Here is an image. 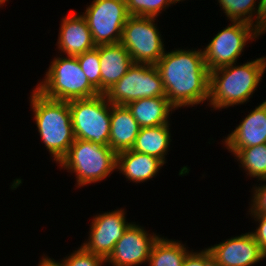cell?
<instances>
[{
  "mask_svg": "<svg viewBox=\"0 0 266 266\" xmlns=\"http://www.w3.org/2000/svg\"><path fill=\"white\" fill-rule=\"evenodd\" d=\"M155 66L166 97L176 109L208 102L209 71L202 49L165 51Z\"/></svg>",
  "mask_w": 266,
  "mask_h": 266,
  "instance_id": "cell-1",
  "label": "cell"
},
{
  "mask_svg": "<svg viewBox=\"0 0 266 266\" xmlns=\"http://www.w3.org/2000/svg\"><path fill=\"white\" fill-rule=\"evenodd\" d=\"M266 70V56L209 72V107L220 110L249 102Z\"/></svg>",
  "mask_w": 266,
  "mask_h": 266,
  "instance_id": "cell-2",
  "label": "cell"
},
{
  "mask_svg": "<svg viewBox=\"0 0 266 266\" xmlns=\"http://www.w3.org/2000/svg\"><path fill=\"white\" fill-rule=\"evenodd\" d=\"M29 99L40 138L58 164L76 139L69 103L47 98L36 88Z\"/></svg>",
  "mask_w": 266,
  "mask_h": 266,
  "instance_id": "cell-3",
  "label": "cell"
},
{
  "mask_svg": "<svg viewBox=\"0 0 266 266\" xmlns=\"http://www.w3.org/2000/svg\"><path fill=\"white\" fill-rule=\"evenodd\" d=\"M58 164L75 174V186L80 188L103 181L116 171L117 154L109 146L75 139Z\"/></svg>",
  "mask_w": 266,
  "mask_h": 266,
  "instance_id": "cell-4",
  "label": "cell"
},
{
  "mask_svg": "<svg viewBox=\"0 0 266 266\" xmlns=\"http://www.w3.org/2000/svg\"><path fill=\"white\" fill-rule=\"evenodd\" d=\"M47 70L45 79L36 86L47 98L70 101L99 94L82 71L77 57L56 56Z\"/></svg>",
  "mask_w": 266,
  "mask_h": 266,
  "instance_id": "cell-5",
  "label": "cell"
},
{
  "mask_svg": "<svg viewBox=\"0 0 266 266\" xmlns=\"http://www.w3.org/2000/svg\"><path fill=\"white\" fill-rule=\"evenodd\" d=\"M76 139L109 146L111 103L104 94L68 101Z\"/></svg>",
  "mask_w": 266,
  "mask_h": 266,
  "instance_id": "cell-6",
  "label": "cell"
},
{
  "mask_svg": "<svg viewBox=\"0 0 266 266\" xmlns=\"http://www.w3.org/2000/svg\"><path fill=\"white\" fill-rule=\"evenodd\" d=\"M113 105L153 97H166L158 68L152 64L133 63L127 73L104 93Z\"/></svg>",
  "mask_w": 266,
  "mask_h": 266,
  "instance_id": "cell-7",
  "label": "cell"
},
{
  "mask_svg": "<svg viewBox=\"0 0 266 266\" xmlns=\"http://www.w3.org/2000/svg\"><path fill=\"white\" fill-rule=\"evenodd\" d=\"M156 18L130 15L120 43L131 55L133 63L155 65L164 55L165 45Z\"/></svg>",
  "mask_w": 266,
  "mask_h": 266,
  "instance_id": "cell-8",
  "label": "cell"
},
{
  "mask_svg": "<svg viewBox=\"0 0 266 266\" xmlns=\"http://www.w3.org/2000/svg\"><path fill=\"white\" fill-rule=\"evenodd\" d=\"M261 34L251 24L231 21V24L212 38L202 49L205 64L209 72L217 68L237 63L249 40L259 38Z\"/></svg>",
  "mask_w": 266,
  "mask_h": 266,
  "instance_id": "cell-9",
  "label": "cell"
},
{
  "mask_svg": "<svg viewBox=\"0 0 266 266\" xmlns=\"http://www.w3.org/2000/svg\"><path fill=\"white\" fill-rule=\"evenodd\" d=\"M96 46L120 43L129 18L126 0H93L81 14Z\"/></svg>",
  "mask_w": 266,
  "mask_h": 266,
  "instance_id": "cell-10",
  "label": "cell"
},
{
  "mask_svg": "<svg viewBox=\"0 0 266 266\" xmlns=\"http://www.w3.org/2000/svg\"><path fill=\"white\" fill-rule=\"evenodd\" d=\"M91 221L88 239L81 246L106 261L113 252L115 244L132 222L126 220L123 208L97 213Z\"/></svg>",
  "mask_w": 266,
  "mask_h": 266,
  "instance_id": "cell-11",
  "label": "cell"
},
{
  "mask_svg": "<svg viewBox=\"0 0 266 266\" xmlns=\"http://www.w3.org/2000/svg\"><path fill=\"white\" fill-rule=\"evenodd\" d=\"M151 234L144 227L132 222L115 244L106 263H111L113 266H138L148 263L152 247L161 236L156 233Z\"/></svg>",
  "mask_w": 266,
  "mask_h": 266,
  "instance_id": "cell-12",
  "label": "cell"
},
{
  "mask_svg": "<svg viewBox=\"0 0 266 266\" xmlns=\"http://www.w3.org/2000/svg\"><path fill=\"white\" fill-rule=\"evenodd\" d=\"M220 266H252L264 260V251L251 232L231 237L207 248Z\"/></svg>",
  "mask_w": 266,
  "mask_h": 266,
  "instance_id": "cell-13",
  "label": "cell"
},
{
  "mask_svg": "<svg viewBox=\"0 0 266 266\" xmlns=\"http://www.w3.org/2000/svg\"><path fill=\"white\" fill-rule=\"evenodd\" d=\"M223 140V144L232 155L241 148L266 143V99L247 114Z\"/></svg>",
  "mask_w": 266,
  "mask_h": 266,
  "instance_id": "cell-14",
  "label": "cell"
},
{
  "mask_svg": "<svg viewBox=\"0 0 266 266\" xmlns=\"http://www.w3.org/2000/svg\"><path fill=\"white\" fill-rule=\"evenodd\" d=\"M78 14L70 11L61 19L57 46L67 56L76 57L96 47L86 19Z\"/></svg>",
  "mask_w": 266,
  "mask_h": 266,
  "instance_id": "cell-15",
  "label": "cell"
},
{
  "mask_svg": "<svg viewBox=\"0 0 266 266\" xmlns=\"http://www.w3.org/2000/svg\"><path fill=\"white\" fill-rule=\"evenodd\" d=\"M101 94L117 83L133 64L131 55L121 43L99 45Z\"/></svg>",
  "mask_w": 266,
  "mask_h": 266,
  "instance_id": "cell-16",
  "label": "cell"
},
{
  "mask_svg": "<svg viewBox=\"0 0 266 266\" xmlns=\"http://www.w3.org/2000/svg\"><path fill=\"white\" fill-rule=\"evenodd\" d=\"M140 129L126 105L111 104L109 147L116 154L132 149Z\"/></svg>",
  "mask_w": 266,
  "mask_h": 266,
  "instance_id": "cell-17",
  "label": "cell"
},
{
  "mask_svg": "<svg viewBox=\"0 0 266 266\" xmlns=\"http://www.w3.org/2000/svg\"><path fill=\"white\" fill-rule=\"evenodd\" d=\"M164 163L157 157L126 150L117 154L116 169L130 182L143 183L156 177Z\"/></svg>",
  "mask_w": 266,
  "mask_h": 266,
  "instance_id": "cell-18",
  "label": "cell"
},
{
  "mask_svg": "<svg viewBox=\"0 0 266 266\" xmlns=\"http://www.w3.org/2000/svg\"><path fill=\"white\" fill-rule=\"evenodd\" d=\"M126 106L141 128L169 124L170 113L177 110L167 97L137 99Z\"/></svg>",
  "mask_w": 266,
  "mask_h": 266,
  "instance_id": "cell-19",
  "label": "cell"
},
{
  "mask_svg": "<svg viewBox=\"0 0 266 266\" xmlns=\"http://www.w3.org/2000/svg\"><path fill=\"white\" fill-rule=\"evenodd\" d=\"M170 123L155 127H143L140 129L132 150L148 154L160 159L166 164V155L169 152L171 133Z\"/></svg>",
  "mask_w": 266,
  "mask_h": 266,
  "instance_id": "cell-20",
  "label": "cell"
},
{
  "mask_svg": "<svg viewBox=\"0 0 266 266\" xmlns=\"http://www.w3.org/2000/svg\"><path fill=\"white\" fill-rule=\"evenodd\" d=\"M190 251L182 242L159 237L154 243L149 260V266H182L186 255Z\"/></svg>",
  "mask_w": 266,
  "mask_h": 266,
  "instance_id": "cell-21",
  "label": "cell"
},
{
  "mask_svg": "<svg viewBox=\"0 0 266 266\" xmlns=\"http://www.w3.org/2000/svg\"><path fill=\"white\" fill-rule=\"evenodd\" d=\"M234 157L248 176L257 178L258 181L266 179V143L241 148Z\"/></svg>",
  "mask_w": 266,
  "mask_h": 266,
  "instance_id": "cell-22",
  "label": "cell"
},
{
  "mask_svg": "<svg viewBox=\"0 0 266 266\" xmlns=\"http://www.w3.org/2000/svg\"><path fill=\"white\" fill-rule=\"evenodd\" d=\"M218 2L227 19L245 22L256 28L255 17L259 10V0H218Z\"/></svg>",
  "mask_w": 266,
  "mask_h": 266,
  "instance_id": "cell-23",
  "label": "cell"
},
{
  "mask_svg": "<svg viewBox=\"0 0 266 266\" xmlns=\"http://www.w3.org/2000/svg\"><path fill=\"white\" fill-rule=\"evenodd\" d=\"M178 0H126L129 15L157 18Z\"/></svg>",
  "mask_w": 266,
  "mask_h": 266,
  "instance_id": "cell-24",
  "label": "cell"
},
{
  "mask_svg": "<svg viewBox=\"0 0 266 266\" xmlns=\"http://www.w3.org/2000/svg\"><path fill=\"white\" fill-rule=\"evenodd\" d=\"M76 57L90 84L101 94L99 45Z\"/></svg>",
  "mask_w": 266,
  "mask_h": 266,
  "instance_id": "cell-25",
  "label": "cell"
},
{
  "mask_svg": "<svg viewBox=\"0 0 266 266\" xmlns=\"http://www.w3.org/2000/svg\"><path fill=\"white\" fill-rule=\"evenodd\" d=\"M57 263L60 266H102L106 261L80 246L78 250L73 251L68 257H64Z\"/></svg>",
  "mask_w": 266,
  "mask_h": 266,
  "instance_id": "cell-26",
  "label": "cell"
},
{
  "mask_svg": "<svg viewBox=\"0 0 266 266\" xmlns=\"http://www.w3.org/2000/svg\"><path fill=\"white\" fill-rule=\"evenodd\" d=\"M266 182V179L260 180L262 183ZM251 196V205L249 206L250 213H259L266 214V183L261 184L260 186H254Z\"/></svg>",
  "mask_w": 266,
  "mask_h": 266,
  "instance_id": "cell-27",
  "label": "cell"
},
{
  "mask_svg": "<svg viewBox=\"0 0 266 266\" xmlns=\"http://www.w3.org/2000/svg\"><path fill=\"white\" fill-rule=\"evenodd\" d=\"M253 217L254 221H257L259 224L255 231H251L255 241L260 245L263 251L266 250V214L259 213H249Z\"/></svg>",
  "mask_w": 266,
  "mask_h": 266,
  "instance_id": "cell-28",
  "label": "cell"
},
{
  "mask_svg": "<svg viewBox=\"0 0 266 266\" xmlns=\"http://www.w3.org/2000/svg\"><path fill=\"white\" fill-rule=\"evenodd\" d=\"M182 266H206V248L199 252L191 250L186 255Z\"/></svg>",
  "mask_w": 266,
  "mask_h": 266,
  "instance_id": "cell-29",
  "label": "cell"
},
{
  "mask_svg": "<svg viewBox=\"0 0 266 266\" xmlns=\"http://www.w3.org/2000/svg\"><path fill=\"white\" fill-rule=\"evenodd\" d=\"M256 29L261 35L266 32V0H259V10L256 16Z\"/></svg>",
  "mask_w": 266,
  "mask_h": 266,
  "instance_id": "cell-30",
  "label": "cell"
},
{
  "mask_svg": "<svg viewBox=\"0 0 266 266\" xmlns=\"http://www.w3.org/2000/svg\"><path fill=\"white\" fill-rule=\"evenodd\" d=\"M38 266H60L55 259L50 258L48 255L41 258Z\"/></svg>",
  "mask_w": 266,
  "mask_h": 266,
  "instance_id": "cell-31",
  "label": "cell"
},
{
  "mask_svg": "<svg viewBox=\"0 0 266 266\" xmlns=\"http://www.w3.org/2000/svg\"><path fill=\"white\" fill-rule=\"evenodd\" d=\"M206 266H220L213 258L210 251L206 248Z\"/></svg>",
  "mask_w": 266,
  "mask_h": 266,
  "instance_id": "cell-32",
  "label": "cell"
},
{
  "mask_svg": "<svg viewBox=\"0 0 266 266\" xmlns=\"http://www.w3.org/2000/svg\"><path fill=\"white\" fill-rule=\"evenodd\" d=\"M5 2H8V0H0V7H1Z\"/></svg>",
  "mask_w": 266,
  "mask_h": 266,
  "instance_id": "cell-33",
  "label": "cell"
}]
</instances>
